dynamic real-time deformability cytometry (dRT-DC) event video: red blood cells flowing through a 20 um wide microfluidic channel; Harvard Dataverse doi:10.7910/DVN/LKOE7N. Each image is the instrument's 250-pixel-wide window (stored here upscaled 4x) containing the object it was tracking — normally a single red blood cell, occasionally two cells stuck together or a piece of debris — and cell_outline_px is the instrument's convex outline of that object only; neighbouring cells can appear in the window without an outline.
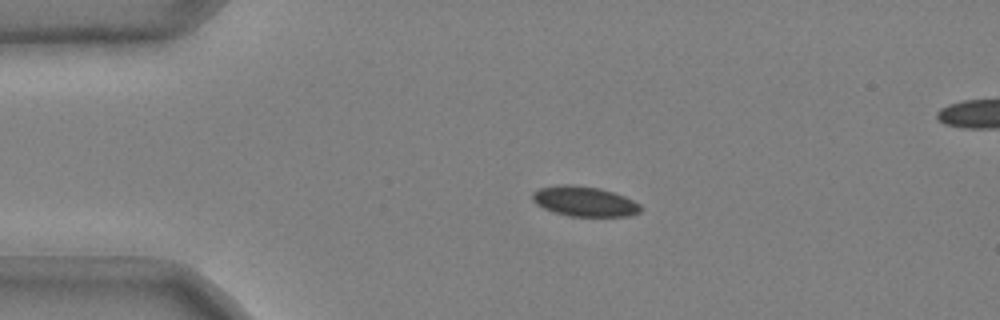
{"species": "common noctule bat (a hibernating species)", "species_latin": "Nyctalus noctula", "temperature_condition": "cold", "stored_images_in_passage": 41, "camera_frame_rate_fps": 3000, "um_per_image_px": 0.085, "animal": {"sex": "male", "body_mass_g": 20.4}, "frame": {"image": 1, "passage_image": 1, "time_ms": 0.0, "image_size_px": [1000, 320], "cell_outline_px": [[644, 208], [640, 212], [628, 216], [568, 216], [552, 212], [536, 204], [532, 200], [532, 192], [540, 188], [556, 184], [572, 184], [600, 188], [624, 196], [640, 204]], "centroid_in_image_um": [49.66, 17.11], "position_along_channel_um": 35.3, "area_um2": 19.13}}
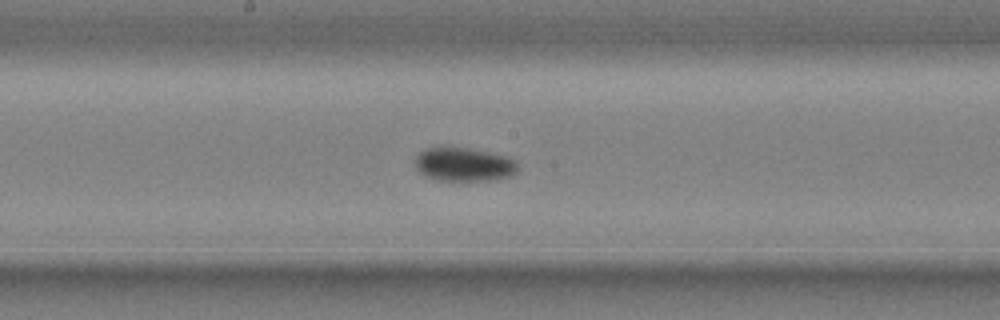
{"frame": {"image": 2, "passage_image": 18, "time_ms": 5.667, "image_size_px": [1000, 320], "cell_outline_px": [[520, 168], [512, 176], [496, 180], [440, 180], [424, 176], [416, 168], [416, 156], [424, 148], [440, 144], [468, 148], [508, 156], [516, 160]], "centroid_in_image_um": [39.44, 13.94], "position_along_channel_um": 208.8, "area_um2": 20.87}}
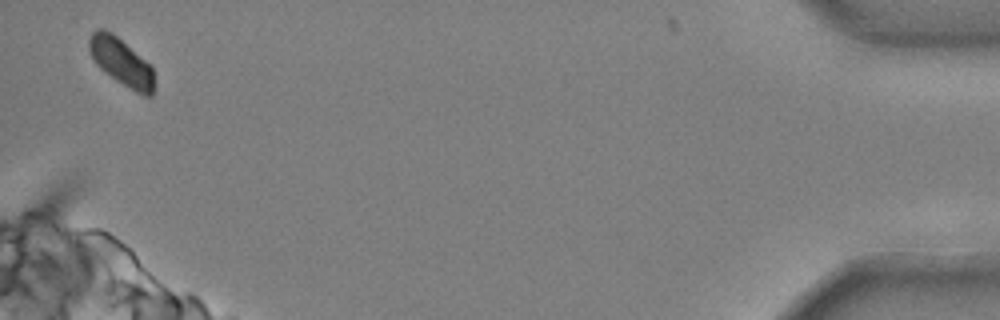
{"frame": {"image": 3, "passage_image": 41, "time_ms": 13.333, "image_size_px": [1000, 320], "cell_outline_px": [[156, 88], [152, 96], [144, 96], [136, 92], [116, 80], [104, 72], [92, 60], [88, 48], [88, 40], [92, 32], [100, 28], [104, 28], [112, 32], [152, 64]], "centroid_in_image_um": [10.34, 5.27], "position_along_channel_um": 424.9, "area_um2": 18.55}, "authors_computed_cell_mechanics": {"area_um2": 19.5942, "velocity_mm_per_s": 3.686, "shape_relaxation_time_tau1_ms": 3.7377, "shape_relaxation_time_tau2_ms": null, "deformation_change_tau1": 0.0855, "deformation_change_tau2": null}}